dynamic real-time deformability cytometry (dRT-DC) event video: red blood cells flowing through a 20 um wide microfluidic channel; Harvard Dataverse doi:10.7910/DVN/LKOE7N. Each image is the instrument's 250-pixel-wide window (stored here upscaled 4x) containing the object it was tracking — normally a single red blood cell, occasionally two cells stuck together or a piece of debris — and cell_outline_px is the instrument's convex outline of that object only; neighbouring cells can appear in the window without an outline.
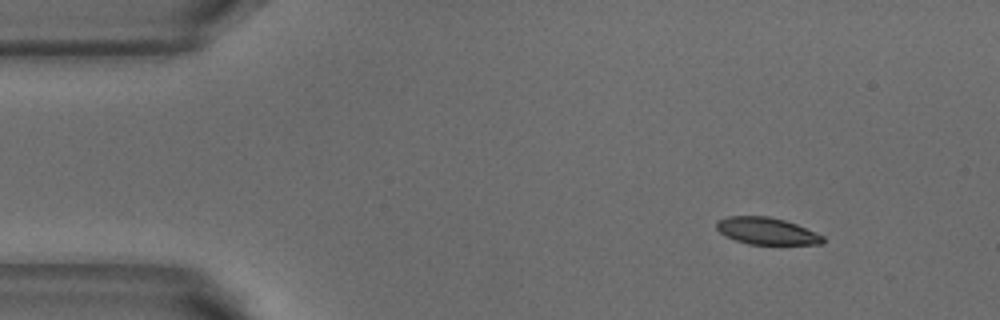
{"species": "common noctule bat (a hibernating species)", "species_latin": "Nyctalus noctula", "temperature_condition": "warm", "stored_images_in_passage": 6, "camera_frame_rate_fps": 3000, "um_per_image_px": 0.085, "animal": {"sex": "male", "body_mass_g": 18.8}, "frame": {"image": 1, "passage_image": 2, "time_ms": 0.333, "image_size_px": [1000, 320], "cell_outline_px": [[824, 244], [748, 244], [736, 240], [720, 232], [716, 228], [716, 220], [728, 216], [768, 216], [784, 220], [796, 224], [824, 236]], "centroid_in_image_um": [65.16, 19.63], "position_along_channel_um": 19.8, "area_um2": 16.59}}
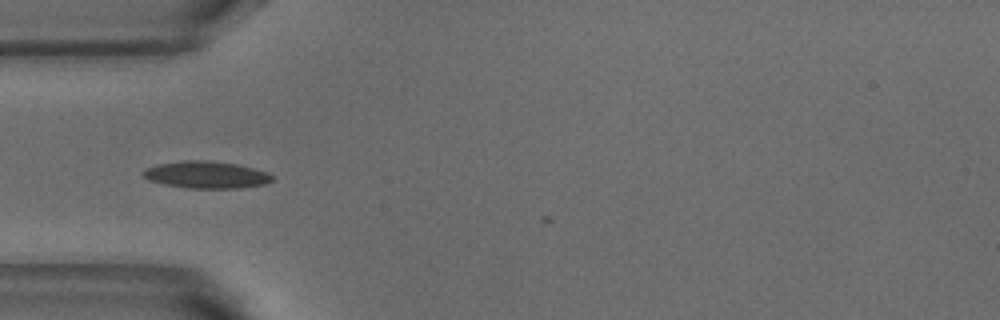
{"frame": {"image": 2, "passage_image": 5, "time_ms": 1.333, "image_size_px": [1000, 320], "cell_outline_px": [[276, 180], [264, 184], [240, 188], [188, 188], [164, 184], [148, 180], [140, 172], [156, 164], [184, 160], [208, 160], [236, 164], [268, 172]], "centroid_in_image_um": [17.54, 14.85], "position_along_channel_um": 67.5, "area_um2": 20.4}}
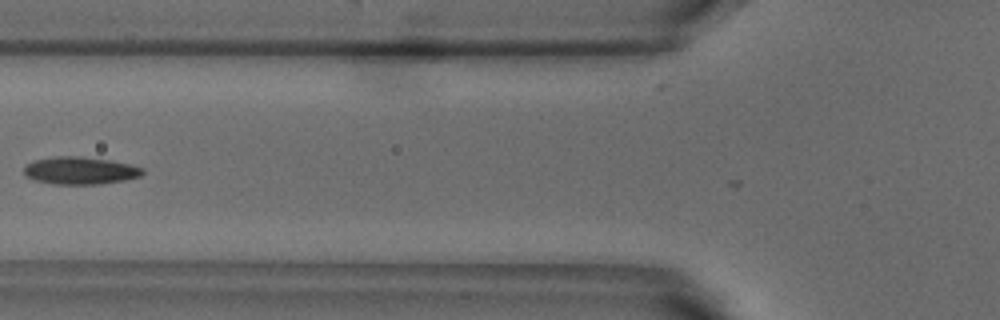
{"frame": {"image": 3, "passage_image": 6, "time_ms": 1.667, "image_size_px": [1000, 320], "cell_outline_px": [[144, 172], [140, 176], [124, 180], [100, 184], [52, 184], [36, 180], [24, 176], [24, 168], [32, 160], [56, 156], [80, 156], [112, 160], [132, 164], [144, 168]], "centroid_in_image_um": [6.82, 14.49], "position_along_channel_um": 119.0, "area_um2": 19.19}}